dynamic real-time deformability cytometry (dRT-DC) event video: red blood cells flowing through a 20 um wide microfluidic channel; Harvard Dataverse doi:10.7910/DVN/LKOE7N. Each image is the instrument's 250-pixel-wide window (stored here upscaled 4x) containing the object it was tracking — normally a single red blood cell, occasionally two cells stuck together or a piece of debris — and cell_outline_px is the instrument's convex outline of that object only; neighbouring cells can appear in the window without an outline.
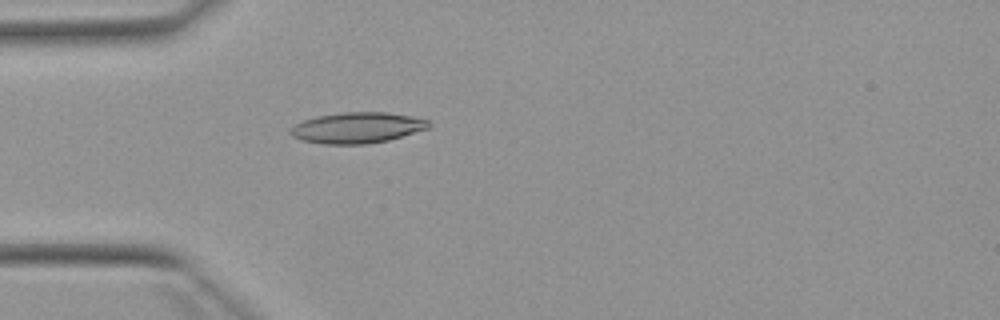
{"species": "Egyptian fruit bat (a non-hibernating species)", "species_latin": "Rousettus aegyptiacus", "temperature_condition": "warm", "stored_images_in_passage": 52, "camera_frame_rate_fps": 3000, "um_per_image_px": 0.085, "animal": {"sex": "female"}, "frame": {"image": 1, "passage_image": 15, "time_ms": 4.667, "image_size_px": [1000, 320], "cell_outline_px": [[432, 124], [428, 128], [388, 140], [364, 144], [324, 144], [304, 140], [292, 136], [288, 132], [296, 124], [304, 120], [316, 116], [344, 112], [388, 112], [428, 120]], "centroid_in_image_um": [30.35, 10.85], "position_along_channel_um": 54.6, "area_um2": 24.57}}
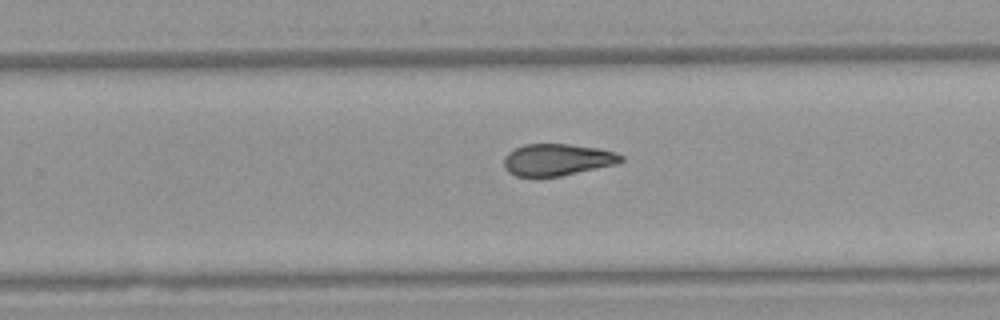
{"frame": {"image": 2, "passage_image": 33, "time_ms": 10.667, "image_size_px": [1000, 320], "cell_outline_px": [[624, 160], [616, 164], [560, 176], [516, 176], [508, 172], [504, 168], [504, 156], [508, 152], [524, 144], [568, 144], [596, 148], [616, 152], [624, 156]], "centroid_in_image_um": [47.35, 13.57], "position_along_channel_um": 282.4, "area_um2": 21.62}}
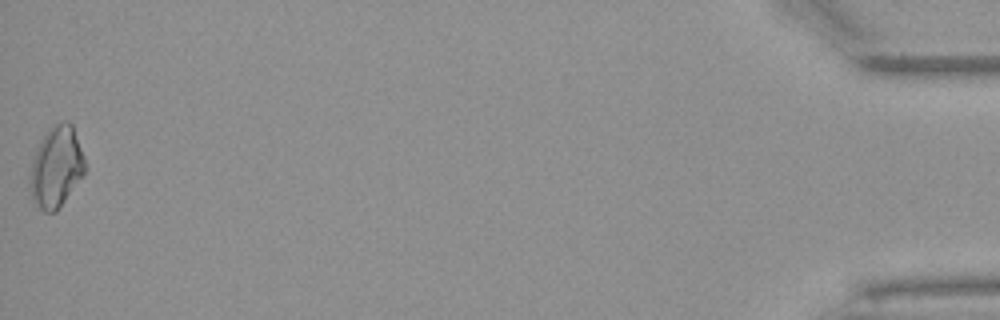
{"frame": {"image": 3, "passage_image": 52, "time_ms": 17.0, "image_size_px": [1000, 320], "cell_outline_px": [[88, 168], [84, 176], [56, 212], [44, 212], [36, 204], [32, 196], [28, 184], [32, 160], [36, 148], [40, 140], [48, 128], [64, 120], [68, 120], [72, 124], [84, 156]], "centroid_in_image_um": [4.8, 14.19], "position_along_channel_um": 430.4, "area_um2": 26.41}, "authors_computed_cell_mechanics": {"area_um2": 22.831, "velocity_mm_per_s": 3.9045, "shape_relaxation_time_tau1_ms": 8.3966, "shape_relaxation_time_tau2_ms": 4.4675, "deformation_change_tau1": 0.1966, "deformation_change_tau2": 0.1217}}